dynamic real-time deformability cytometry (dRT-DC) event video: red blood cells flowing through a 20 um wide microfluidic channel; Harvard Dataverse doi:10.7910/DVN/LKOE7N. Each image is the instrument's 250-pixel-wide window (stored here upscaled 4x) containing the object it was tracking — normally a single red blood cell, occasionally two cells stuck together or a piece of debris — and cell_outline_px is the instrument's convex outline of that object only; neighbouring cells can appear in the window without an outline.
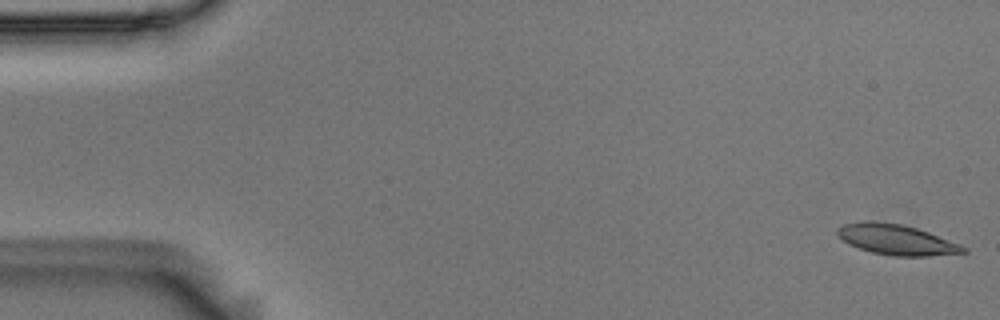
{"species": "Egyptian fruit bat (a non-hibernating species)", "species_latin": "Rousettus aegyptiacus", "temperature_condition": "room temperature", "stored_images_in_passage": 5, "camera_frame_rate_fps": 3000, "um_per_image_px": 0.085, "animal": {"sex": "male"}, "frame": {"image": 1, "passage_image": 1, "time_ms": 0.0, "image_size_px": [1000, 320], "cell_outline_px": [[968, 252], [928, 256], [892, 256], [872, 252], [848, 244], [836, 232], [836, 228], [844, 224], [860, 220], [872, 220], [900, 224], [916, 228], [928, 232], [960, 244], [968, 248]], "centroid_in_image_um": [76.18, 20.36], "position_along_channel_um": 8.8, "area_um2": 22.31}}